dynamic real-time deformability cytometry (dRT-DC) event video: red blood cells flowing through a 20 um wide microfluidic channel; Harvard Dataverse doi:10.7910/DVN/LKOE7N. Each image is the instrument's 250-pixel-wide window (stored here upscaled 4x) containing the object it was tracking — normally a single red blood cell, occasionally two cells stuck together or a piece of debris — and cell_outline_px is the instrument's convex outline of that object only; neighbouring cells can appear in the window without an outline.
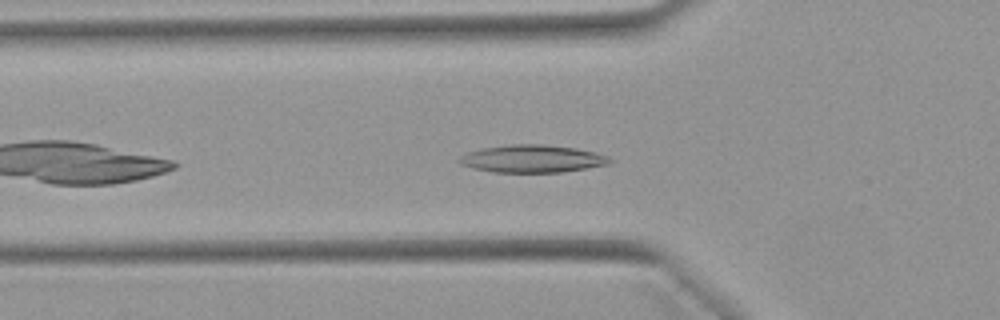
{"species": "Egyptian fruit bat (a non-hibernating species)", "species_latin": "Rousettus aegyptiacus", "temperature_condition": "warm", "stored_images_in_passage": 40, "camera_frame_rate_fps": 3000, "um_per_image_px": 0.085, "animal": {"sex": "female"}, "frame": {"image": 1, "passage_image": 5, "time_ms": 1.333, "image_size_px": [1000, 320], "cell_outline_px": [[616, 160], [608, 164], [588, 168], [560, 172], [492, 172], [460, 164], [456, 160], [460, 156], [468, 152], [484, 148], [508, 144], [544, 144], [576, 148], [596, 152], [608, 156]], "centroid_in_image_um": [45.28, 13.49], "position_along_channel_um": 80.5, "area_um2": 24.28}}
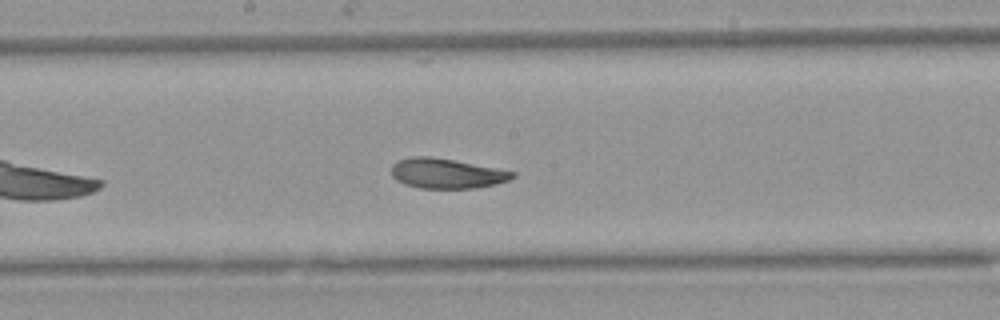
{"frame": {"image": 2, "passage_image": 15, "time_ms": 4.667, "image_size_px": [1000, 320], "cell_outline_px": [[516, 176], [508, 180], [496, 184], [476, 188], [420, 188], [404, 184], [396, 180], [392, 176], [392, 164], [396, 160], [412, 156], [432, 156], [456, 160], [516, 172]], "centroid_in_image_um": [37.94, 14.73], "position_along_channel_um": 210.3, "area_um2": 21.33}}
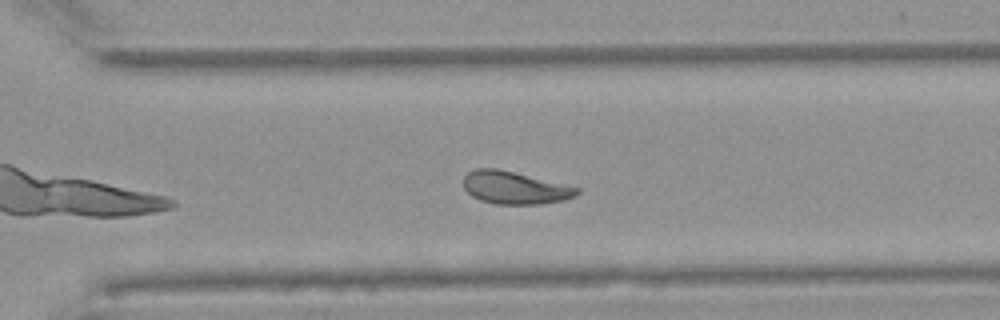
{"frame": {"image": 3, "passage_image": 24, "time_ms": 7.667, "image_size_px": [1000, 320], "cell_outline_px": [[580, 192], [576, 196], [564, 200], [540, 204], [496, 204], [480, 200], [472, 196], [464, 188], [464, 176], [468, 172], [476, 168], [496, 168], [580, 188]], "centroid_in_image_um": [43.74, 15.96], "position_along_channel_um": 326.9, "area_um2": 21.39}, "authors_computed_cell_mechanics": {"area_um2": 21.9062, "velocity_mm_per_s": 3.8903, "shape_relaxation_time_tau1_ms": 3.7158, "shape_relaxation_time_tau2_ms": 2.5628, "deformation_change_tau1": 0.1501, "deformation_change_tau2": 0.0781}}